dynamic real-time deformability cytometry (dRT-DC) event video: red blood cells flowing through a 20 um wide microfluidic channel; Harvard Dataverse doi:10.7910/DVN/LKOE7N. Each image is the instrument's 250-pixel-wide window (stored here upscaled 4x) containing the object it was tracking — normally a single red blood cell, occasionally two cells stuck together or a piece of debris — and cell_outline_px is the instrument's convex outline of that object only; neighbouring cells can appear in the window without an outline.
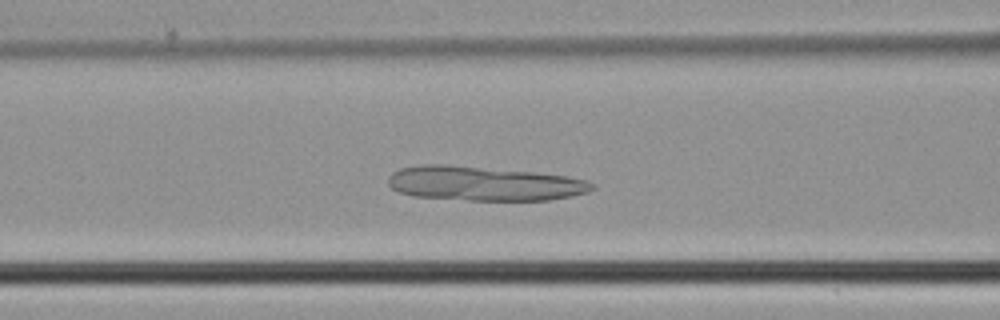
{"species": "common noctule bat (a hibernating species)", "species_latin": "Nyctalus noctula", "temperature_condition": "cold", "stored_images_in_passage": 39, "camera_frame_rate_fps": 3000, "um_per_image_px": 0.085, "animal": {"sex": "male", "body_mass_g": 21.5, "forearm_length_mm": 52.0}, "frame": {"image": 1, "passage_image": 10, "time_ms": 3.0, "image_size_px": [1000, 320], "cell_outline_px": [[596, 188], [588, 192], [572, 196], [548, 200], [468, 200], [412, 196], [400, 192], [392, 188], [388, 184], [388, 176], [392, 172], [400, 168], [424, 164], [444, 164], [532, 172], [568, 176], [588, 180], [596, 184]], "centroid_in_image_um": [41.15, 15.6], "position_along_channel_um": 125.4, "area_um2": 40.98}}
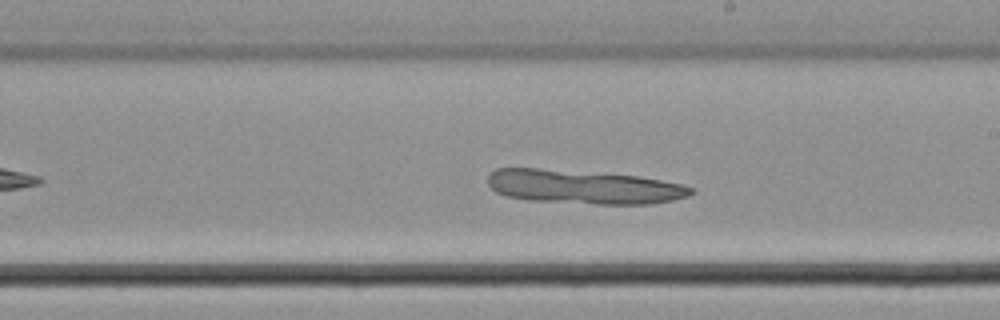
{"frame": {"image": 2, "passage_image": 18, "time_ms": 5.667, "image_size_px": [1000, 320], "cell_outline_px": [[696, 192], [688, 196], [672, 200], [652, 204], [596, 204], [528, 200], [508, 196], [496, 192], [488, 184], [488, 176], [496, 168], [540, 168], [636, 176], [660, 180], [680, 184], [696, 188]], "centroid_in_image_um": [49.62, 15.89], "position_along_channel_um": 239.4, "area_um2": 40.06}}
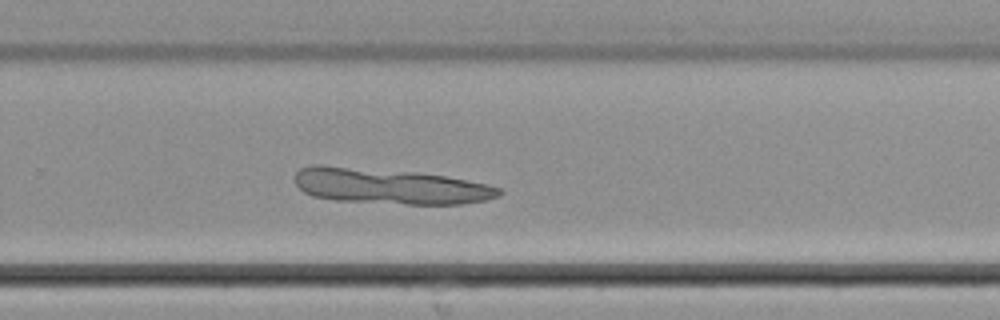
{"frame": {"image": 3, "passage_image": 22, "time_ms": 7.0, "image_size_px": [1000, 320], "cell_outline_px": [[504, 192], [496, 196], [484, 200], [464, 204], [408, 204], [332, 200], [312, 196], [304, 192], [296, 184], [296, 172], [300, 168], [312, 164], [324, 164], [416, 172], [444, 176], [484, 184], [500, 188]], "centroid_in_image_um": [33.06, 15.82], "position_along_channel_um": 296.7, "area_um2": 42.31}}